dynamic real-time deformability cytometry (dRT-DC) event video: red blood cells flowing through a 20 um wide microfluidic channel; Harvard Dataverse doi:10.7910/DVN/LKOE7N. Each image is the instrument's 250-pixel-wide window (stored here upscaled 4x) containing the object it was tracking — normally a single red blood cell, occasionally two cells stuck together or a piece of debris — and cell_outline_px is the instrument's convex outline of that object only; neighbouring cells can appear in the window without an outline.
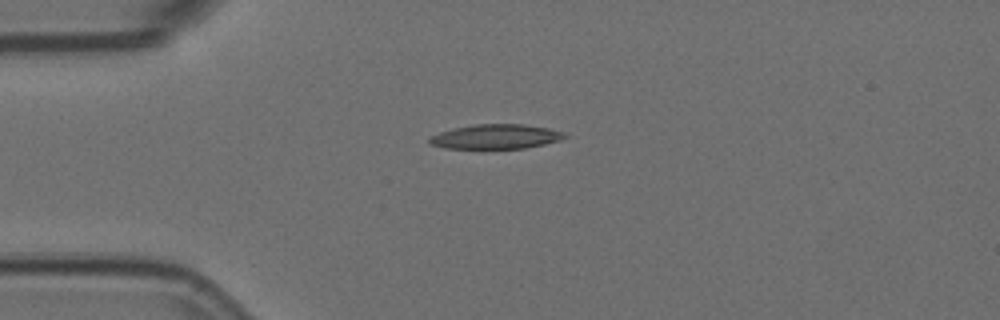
{"species": "Egyptian fruit bat (a non-hibernating species)", "species_latin": "Rousettus aegyptiacus", "temperature_condition": "room temperature", "stored_images_in_passage": 7, "camera_frame_rate_fps": 3000, "um_per_image_px": 0.085, "animal": {"sex": "female"}, "frame": {"image": 1, "passage_image": 4, "time_ms": 1.0, "image_size_px": [1000, 320], "cell_outline_px": [[572, 136], [560, 140], [544, 144], [524, 148], [444, 148], [432, 144], [428, 140], [428, 136], [452, 128], [476, 124], [524, 124], [548, 128], [568, 132]], "centroid_in_image_um": [42.21, 11.6], "position_along_channel_um": 42.8, "area_um2": 19.54}}
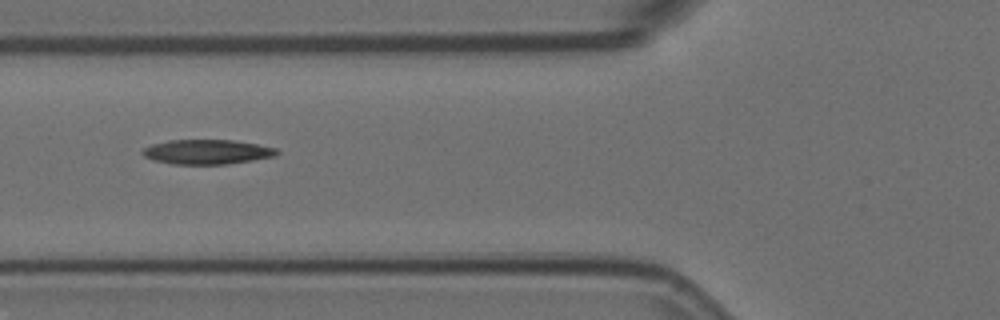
{"frame": {"image": 2, "passage_image": 6, "time_ms": 1.667, "image_size_px": [1000, 320], "cell_outline_px": [[280, 152], [276, 156], [228, 164], [172, 164], [152, 160], [144, 156], [140, 152], [144, 148], [152, 144], [168, 140], [232, 140], [256, 144], [276, 148]], "centroid_in_image_um": [17.58, 12.91], "position_along_channel_um": 108.2, "area_um2": 19.31}}
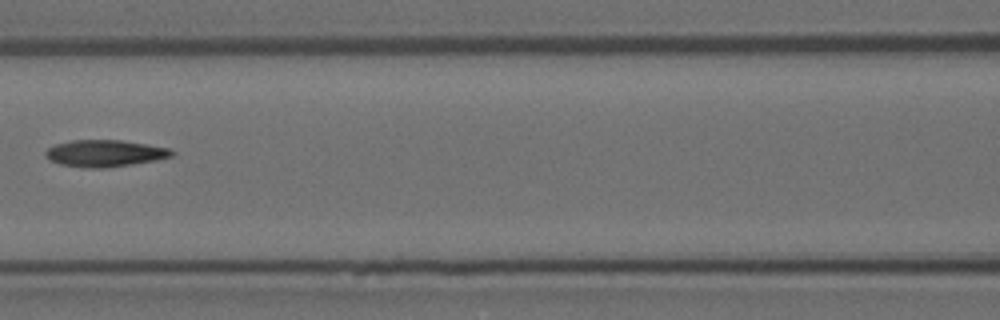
{"frame": {"image": 3, "passage_image": 7, "time_ms": 2.0, "image_size_px": [1000, 320], "cell_outline_px": [[176, 152], [172, 156], [156, 160], [108, 168], [80, 168], [60, 164], [52, 160], [44, 152], [48, 148], [56, 144], [72, 140], [120, 140], [168, 148]], "centroid_in_image_um": [8.92, 13.04], "position_along_channel_um": 157.7, "area_um2": 19.59}}